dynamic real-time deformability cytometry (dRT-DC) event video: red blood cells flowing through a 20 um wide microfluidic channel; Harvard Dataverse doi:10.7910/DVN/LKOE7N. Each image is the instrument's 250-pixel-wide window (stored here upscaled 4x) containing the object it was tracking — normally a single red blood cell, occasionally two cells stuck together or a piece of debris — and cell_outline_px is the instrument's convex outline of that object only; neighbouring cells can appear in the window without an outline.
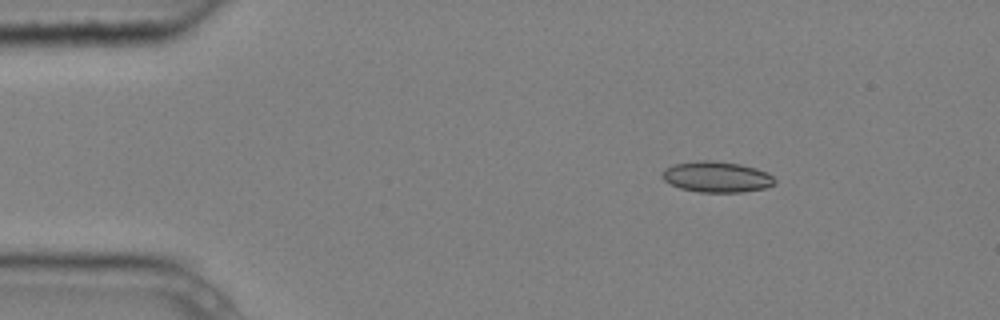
{"species": "common noctule bat (a hibernating species)", "species_latin": "Nyctalus noctula", "temperature_condition": "cold", "stored_images_in_passage": 3, "camera_frame_rate_fps": 3000, "um_per_image_px": 0.085, "animal": {"sex": "male", "body_mass_g": 20.4}, "frame": {"image": 1, "passage_image": 1, "time_ms": 0.0, "image_size_px": [1000, 320], "cell_outline_px": [[776, 184], [764, 188], [740, 192], [700, 192], [680, 188], [664, 180], [660, 172], [664, 168], [676, 164], [696, 160], [712, 160], [740, 164], [756, 168], [768, 172], [776, 180]], "centroid_in_image_um": [60.92, 15.02], "position_along_channel_um": 24.1, "area_um2": 20.29}}